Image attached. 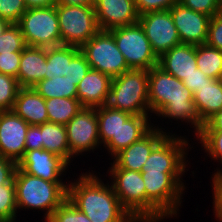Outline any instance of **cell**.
Returning a JSON list of instances; mask_svg holds the SVG:
<instances>
[{"mask_svg":"<svg viewBox=\"0 0 222 222\" xmlns=\"http://www.w3.org/2000/svg\"><path fill=\"white\" fill-rule=\"evenodd\" d=\"M148 102L151 116L154 117L153 127L167 134H176V131L173 133V127L163 128V124L159 123L162 119H164L162 121L168 119L165 122L167 125L171 122L170 126H173V120L176 121L174 124L178 123L176 130L185 124L187 126L185 131L188 133L191 131L194 138L200 133L204 123L196 110L193 92L183 84V81L165 72L158 65L148 71ZM159 118L160 120H157Z\"/></svg>","mask_w":222,"mask_h":222,"instance_id":"obj_1","label":"cell"},{"mask_svg":"<svg viewBox=\"0 0 222 222\" xmlns=\"http://www.w3.org/2000/svg\"><path fill=\"white\" fill-rule=\"evenodd\" d=\"M78 174L76 178L72 172L67 198L92 222H136L121 206L109 180L102 176L104 174L92 169Z\"/></svg>","mask_w":222,"mask_h":222,"instance_id":"obj_2","label":"cell"},{"mask_svg":"<svg viewBox=\"0 0 222 222\" xmlns=\"http://www.w3.org/2000/svg\"><path fill=\"white\" fill-rule=\"evenodd\" d=\"M186 174V172H141L146 189V222H164L173 217V219L179 218L182 203L185 201L183 199L185 190H189L184 180Z\"/></svg>","mask_w":222,"mask_h":222,"instance_id":"obj_3","label":"cell"},{"mask_svg":"<svg viewBox=\"0 0 222 222\" xmlns=\"http://www.w3.org/2000/svg\"><path fill=\"white\" fill-rule=\"evenodd\" d=\"M13 180L18 213L22 210H37L38 214L43 213V222H46L52 212L67 199L69 182H48L29 175L18 167Z\"/></svg>","mask_w":222,"mask_h":222,"instance_id":"obj_4","label":"cell"},{"mask_svg":"<svg viewBox=\"0 0 222 222\" xmlns=\"http://www.w3.org/2000/svg\"><path fill=\"white\" fill-rule=\"evenodd\" d=\"M106 105L131 115H151L148 70L131 69L113 78Z\"/></svg>","mask_w":222,"mask_h":222,"instance_id":"obj_5","label":"cell"},{"mask_svg":"<svg viewBox=\"0 0 222 222\" xmlns=\"http://www.w3.org/2000/svg\"><path fill=\"white\" fill-rule=\"evenodd\" d=\"M168 134L151 152L141 172H188L191 163L189 151L195 149L188 136ZM180 135V136H179ZM191 141V143H190ZM192 144V145H191ZM194 147V148H193ZM193 148V149H192ZM190 167V168H189Z\"/></svg>","mask_w":222,"mask_h":222,"instance_id":"obj_6","label":"cell"},{"mask_svg":"<svg viewBox=\"0 0 222 222\" xmlns=\"http://www.w3.org/2000/svg\"><path fill=\"white\" fill-rule=\"evenodd\" d=\"M17 24L27 46L50 48L61 45L56 5L27 9Z\"/></svg>","mask_w":222,"mask_h":222,"instance_id":"obj_7","label":"cell"},{"mask_svg":"<svg viewBox=\"0 0 222 222\" xmlns=\"http://www.w3.org/2000/svg\"><path fill=\"white\" fill-rule=\"evenodd\" d=\"M61 45L81 47L100 29L94 6L56 5Z\"/></svg>","mask_w":222,"mask_h":222,"instance_id":"obj_8","label":"cell"},{"mask_svg":"<svg viewBox=\"0 0 222 222\" xmlns=\"http://www.w3.org/2000/svg\"><path fill=\"white\" fill-rule=\"evenodd\" d=\"M80 52L85 56L91 69L98 70L112 79L131 70L109 31L99 30L80 47Z\"/></svg>","mask_w":222,"mask_h":222,"instance_id":"obj_9","label":"cell"},{"mask_svg":"<svg viewBox=\"0 0 222 222\" xmlns=\"http://www.w3.org/2000/svg\"><path fill=\"white\" fill-rule=\"evenodd\" d=\"M130 69L150 70L158 65V57L139 22L109 30Z\"/></svg>","mask_w":222,"mask_h":222,"instance_id":"obj_10","label":"cell"},{"mask_svg":"<svg viewBox=\"0 0 222 222\" xmlns=\"http://www.w3.org/2000/svg\"><path fill=\"white\" fill-rule=\"evenodd\" d=\"M106 174L121 206L136 222H146V189L141 172L108 169Z\"/></svg>","mask_w":222,"mask_h":222,"instance_id":"obj_11","label":"cell"},{"mask_svg":"<svg viewBox=\"0 0 222 222\" xmlns=\"http://www.w3.org/2000/svg\"><path fill=\"white\" fill-rule=\"evenodd\" d=\"M68 144L70 149V166L75 159L102 151L98 130L97 107H83L66 125ZM100 149V150H99ZM74 160V161H73Z\"/></svg>","mask_w":222,"mask_h":222,"instance_id":"obj_12","label":"cell"},{"mask_svg":"<svg viewBox=\"0 0 222 222\" xmlns=\"http://www.w3.org/2000/svg\"><path fill=\"white\" fill-rule=\"evenodd\" d=\"M138 22L142 26L151 48L158 58L181 43L169 10L139 15Z\"/></svg>","mask_w":222,"mask_h":222,"instance_id":"obj_13","label":"cell"},{"mask_svg":"<svg viewBox=\"0 0 222 222\" xmlns=\"http://www.w3.org/2000/svg\"><path fill=\"white\" fill-rule=\"evenodd\" d=\"M17 167L48 182H69V179L63 178L69 169L72 171V167L63 158L44 149L26 151Z\"/></svg>","mask_w":222,"mask_h":222,"instance_id":"obj_14","label":"cell"},{"mask_svg":"<svg viewBox=\"0 0 222 222\" xmlns=\"http://www.w3.org/2000/svg\"><path fill=\"white\" fill-rule=\"evenodd\" d=\"M181 43L199 46L206 44L210 16L195 12L181 3L169 9Z\"/></svg>","mask_w":222,"mask_h":222,"instance_id":"obj_15","label":"cell"},{"mask_svg":"<svg viewBox=\"0 0 222 222\" xmlns=\"http://www.w3.org/2000/svg\"><path fill=\"white\" fill-rule=\"evenodd\" d=\"M29 126L13 111H0V156L18 163L25 153Z\"/></svg>","mask_w":222,"mask_h":222,"instance_id":"obj_16","label":"cell"},{"mask_svg":"<svg viewBox=\"0 0 222 222\" xmlns=\"http://www.w3.org/2000/svg\"><path fill=\"white\" fill-rule=\"evenodd\" d=\"M167 135L166 132L153 127L139 141L121 150L112 159L109 158L108 160H111V162L109 163L110 167H107V169H126L141 172L153 149Z\"/></svg>","mask_w":222,"mask_h":222,"instance_id":"obj_17","label":"cell"},{"mask_svg":"<svg viewBox=\"0 0 222 222\" xmlns=\"http://www.w3.org/2000/svg\"><path fill=\"white\" fill-rule=\"evenodd\" d=\"M94 10L101 31L131 25L139 19L134 0H94Z\"/></svg>","mask_w":222,"mask_h":222,"instance_id":"obj_18","label":"cell"},{"mask_svg":"<svg viewBox=\"0 0 222 222\" xmlns=\"http://www.w3.org/2000/svg\"><path fill=\"white\" fill-rule=\"evenodd\" d=\"M152 119L151 115H131L121 124L116 136H112L102 147L105 153L112 159L121 150L139 141L153 128Z\"/></svg>","mask_w":222,"mask_h":222,"instance_id":"obj_19","label":"cell"},{"mask_svg":"<svg viewBox=\"0 0 222 222\" xmlns=\"http://www.w3.org/2000/svg\"><path fill=\"white\" fill-rule=\"evenodd\" d=\"M112 78L98 70L90 69L77 86V99L83 107L106 105Z\"/></svg>","mask_w":222,"mask_h":222,"instance_id":"obj_20","label":"cell"},{"mask_svg":"<svg viewBox=\"0 0 222 222\" xmlns=\"http://www.w3.org/2000/svg\"><path fill=\"white\" fill-rule=\"evenodd\" d=\"M158 66L182 81L197 68L196 46L185 43L176 45L158 58Z\"/></svg>","mask_w":222,"mask_h":222,"instance_id":"obj_21","label":"cell"},{"mask_svg":"<svg viewBox=\"0 0 222 222\" xmlns=\"http://www.w3.org/2000/svg\"><path fill=\"white\" fill-rule=\"evenodd\" d=\"M47 48L27 46L21 54L17 81L22 88H33L45 79Z\"/></svg>","mask_w":222,"mask_h":222,"instance_id":"obj_22","label":"cell"},{"mask_svg":"<svg viewBox=\"0 0 222 222\" xmlns=\"http://www.w3.org/2000/svg\"><path fill=\"white\" fill-rule=\"evenodd\" d=\"M12 111L29 125L48 122L45 99L34 88H20Z\"/></svg>","mask_w":222,"mask_h":222,"instance_id":"obj_23","label":"cell"},{"mask_svg":"<svg viewBox=\"0 0 222 222\" xmlns=\"http://www.w3.org/2000/svg\"><path fill=\"white\" fill-rule=\"evenodd\" d=\"M195 107L205 124L222 108V83L217 79H209L207 84L193 94Z\"/></svg>","mask_w":222,"mask_h":222,"instance_id":"obj_24","label":"cell"},{"mask_svg":"<svg viewBox=\"0 0 222 222\" xmlns=\"http://www.w3.org/2000/svg\"><path fill=\"white\" fill-rule=\"evenodd\" d=\"M38 126L41 129L43 149L60 156L70 165V149L65 125L45 122Z\"/></svg>","mask_w":222,"mask_h":222,"instance_id":"obj_25","label":"cell"},{"mask_svg":"<svg viewBox=\"0 0 222 222\" xmlns=\"http://www.w3.org/2000/svg\"><path fill=\"white\" fill-rule=\"evenodd\" d=\"M130 113L121 110H116L103 105L97 107V119L100 145L103 147L112 136H116L121 124H123L129 117Z\"/></svg>","mask_w":222,"mask_h":222,"instance_id":"obj_26","label":"cell"},{"mask_svg":"<svg viewBox=\"0 0 222 222\" xmlns=\"http://www.w3.org/2000/svg\"><path fill=\"white\" fill-rule=\"evenodd\" d=\"M80 52L76 46L60 45L47 48L45 79L65 76L68 64Z\"/></svg>","mask_w":222,"mask_h":222,"instance_id":"obj_27","label":"cell"},{"mask_svg":"<svg viewBox=\"0 0 222 222\" xmlns=\"http://www.w3.org/2000/svg\"><path fill=\"white\" fill-rule=\"evenodd\" d=\"M48 122L66 125L82 108L77 98H50L45 100Z\"/></svg>","mask_w":222,"mask_h":222,"instance_id":"obj_28","label":"cell"},{"mask_svg":"<svg viewBox=\"0 0 222 222\" xmlns=\"http://www.w3.org/2000/svg\"><path fill=\"white\" fill-rule=\"evenodd\" d=\"M45 100L50 98H77V85L67 76H55L39 81L33 87Z\"/></svg>","mask_w":222,"mask_h":222,"instance_id":"obj_29","label":"cell"},{"mask_svg":"<svg viewBox=\"0 0 222 222\" xmlns=\"http://www.w3.org/2000/svg\"><path fill=\"white\" fill-rule=\"evenodd\" d=\"M193 141V144H200L201 151L203 150L204 152L203 154L206 158L209 157L211 159L209 162L213 160V162H218V167L212 172L210 179L222 173V131H200V133L193 138Z\"/></svg>","mask_w":222,"mask_h":222,"instance_id":"obj_30","label":"cell"},{"mask_svg":"<svg viewBox=\"0 0 222 222\" xmlns=\"http://www.w3.org/2000/svg\"><path fill=\"white\" fill-rule=\"evenodd\" d=\"M197 68L212 79H218L222 68V51L207 44L196 46Z\"/></svg>","mask_w":222,"mask_h":222,"instance_id":"obj_31","label":"cell"},{"mask_svg":"<svg viewBox=\"0 0 222 222\" xmlns=\"http://www.w3.org/2000/svg\"><path fill=\"white\" fill-rule=\"evenodd\" d=\"M15 184L12 180L8 184L0 185V222H17L18 219Z\"/></svg>","mask_w":222,"mask_h":222,"instance_id":"obj_32","label":"cell"},{"mask_svg":"<svg viewBox=\"0 0 222 222\" xmlns=\"http://www.w3.org/2000/svg\"><path fill=\"white\" fill-rule=\"evenodd\" d=\"M27 47L18 24H10L0 36V54L22 52Z\"/></svg>","mask_w":222,"mask_h":222,"instance_id":"obj_33","label":"cell"},{"mask_svg":"<svg viewBox=\"0 0 222 222\" xmlns=\"http://www.w3.org/2000/svg\"><path fill=\"white\" fill-rule=\"evenodd\" d=\"M20 88L17 78L0 73V111H12Z\"/></svg>","mask_w":222,"mask_h":222,"instance_id":"obj_34","label":"cell"},{"mask_svg":"<svg viewBox=\"0 0 222 222\" xmlns=\"http://www.w3.org/2000/svg\"><path fill=\"white\" fill-rule=\"evenodd\" d=\"M46 222H92L83 212L78 210L67 198L55 209Z\"/></svg>","mask_w":222,"mask_h":222,"instance_id":"obj_35","label":"cell"},{"mask_svg":"<svg viewBox=\"0 0 222 222\" xmlns=\"http://www.w3.org/2000/svg\"><path fill=\"white\" fill-rule=\"evenodd\" d=\"M27 7L24 0H0V18L17 24Z\"/></svg>","mask_w":222,"mask_h":222,"instance_id":"obj_36","label":"cell"},{"mask_svg":"<svg viewBox=\"0 0 222 222\" xmlns=\"http://www.w3.org/2000/svg\"><path fill=\"white\" fill-rule=\"evenodd\" d=\"M90 69V65L85 56L79 52L68 64V69L65 76H67L68 79L73 81L74 84L78 86L79 82L84 78Z\"/></svg>","mask_w":222,"mask_h":222,"instance_id":"obj_37","label":"cell"},{"mask_svg":"<svg viewBox=\"0 0 222 222\" xmlns=\"http://www.w3.org/2000/svg\"><path fill=\"white\" fill-rule=\"evenodd\" d=\"M179 3L195 12L204 13L210 17L221 12L222 0H179Z\"/></svg>","mask_w":222,"mask_h":222,"instance_id":"obj_38","label":"cell"},{"mask_svg":"<svg viewBox=\"0 0 222 222\" xmlns=\"http://www.w3.org/2000/svg\"><path fill=\"white\" fill-rule=\"evenodd\" d=\"M206 44L222 51V13L210 18L208 24V38Z\"/></svg>","mask_w":222,"mask_h":222,"instance_id":"obj_39","label":"cell"},{"mask_svg":"<svg viewBox=\"0 0 222 222\" xmlns=\"http://www.w3.org/2000/svg\"><path fill=\"white\" fill-rule=\"evenodd\" d=\"M137 12L143 15L148 12L169 10L179 0H134Z\"/></svg>","mask_w":222,"mask_h":222,"instance_id":"obj_40","label":"cell"},{"mask_svg":"<svg viewBox=\"0 0 222 222\" xmlns=\"http://www.w3.org/2000/svg\"><path fill=\"white\" fill-rule=\"evenodd\" d=\"M210 187H212L213 215L216 221H222V173L211 178Z\"/></svg>","mask_w":222,"mask_h":222,"instance_id":"obj_41","label":"cell"},{"mask_svg":"<svg viewBox=\"0 0 222 222\" xmlns=\"http://www.w3.org/2000/svg\"><path fill=\"white\" fill-rule=\"evenodd\" d=\"M22 52L0 54V73L17 77Z\"/></svg>","mask_w":222,"mask_h":222,"instance_id":"obj_42","label":"cell"},{"mask_svg":"<svg viewBox=\"0 0 222 222\" xmlns=\"http://www.w3.org/2000/svg\"><path fill=\"white\" fill-rule=\"evenodd\" d=\"M34 149H43L41 129L38 125H30L26 133L25 152Z\"/></svg>","mask_w":222,"mask_h":222,"instance_id":"obj_43","label":"cell"},{"mask_svg":"<svg viewBox=\"0 0 222 222\" xmlns=\"http://www.w3.org/2000/svg\"><path fill=\"white\" fill-rule=\"evenodd\" d=\"M17 168V163L9 158L0 156V185L10 183Z\"/></svg>","mask_w":222,"mask_h":222,"instance_id":"obj_44","label":"cell"},{"mask_svg":"<svg viewBox=\"0 0 222 222\" xmlns=\"http://www.w3.org/2000/svg\"><path fill=\"white\" fill-rule=\"evenodd\" d=\"M211 79L205 75L200 69L196 68L195 72L185 77L182 81L183 84L193 92V94L201 88L203 85L207 84V81Z\"/></svg>","mask_w":222,"mask_h":222,"instance_id":"obj_45","label":"cell"},{"mask_svg":"<svg viewBox=\"0 0 222 222\" xmlns=\"http://www.w3.org/2000/svg\"><path fill=\"white\" fill-rule=\"evenodd\" d=\"M201 131H222V108L203 125Z\"/></svg>","mask_w":222,"mask_h":222,"instance_id":"obj_46","label":"cell"},{"mask_svg":"<svg viewBox=\"0 0 222 222\" xmlns=\"http://www.w3.org/2000/svg\"><path fill=\"white\" fill-rule=\"evenodd\" d=\"M27 9L51 7L57 4V0H24Z\"/></svg>","mask_w":222,"mask_h":222,"instance_id":"obj_47","label":"cell"},{"mask_svg":"<svg viewBox=\"0 0 222 222\" xmlns=\"http://www.w3.org/2000/svg\"><path fill=\"white\" fill-rule=\"evenodd\" d=\"M56 5L94 6V0H57Z\"/></svg>","mask_w":222,"mask_h":222,"instance_id":"obj_48","label":"cell"},{"mask_svg":"<svg viewBox=\"0 0 222 222\" xmlns=\"http://www.w3.org/2000/svg\"><path fill=\"white\" fill-rule=\"evenodd\" d=\"M10 24H11V23L8 22L7 20L0 18V36L3 34V32H5V30L7 29V27H8Z\"/></svg>","mask_w":222,"mask_h":222,"instance_id":"obj_49","label":"cell"},{"mask_svg":"<svg viewBox=\"0 0 222 222\" xmlns=\"http://www.w3.org/2000/svg\"><path fill=\"white\" fill-rule=\"evenodd\" d=\"M217 80L220 81V82L222 83V68H221V72H220V75H219V77H218Z\"/></svg>","mask_w":222,"mask_h":222,"instance_id":"obj_50","label":"cell"}]
</instances>
